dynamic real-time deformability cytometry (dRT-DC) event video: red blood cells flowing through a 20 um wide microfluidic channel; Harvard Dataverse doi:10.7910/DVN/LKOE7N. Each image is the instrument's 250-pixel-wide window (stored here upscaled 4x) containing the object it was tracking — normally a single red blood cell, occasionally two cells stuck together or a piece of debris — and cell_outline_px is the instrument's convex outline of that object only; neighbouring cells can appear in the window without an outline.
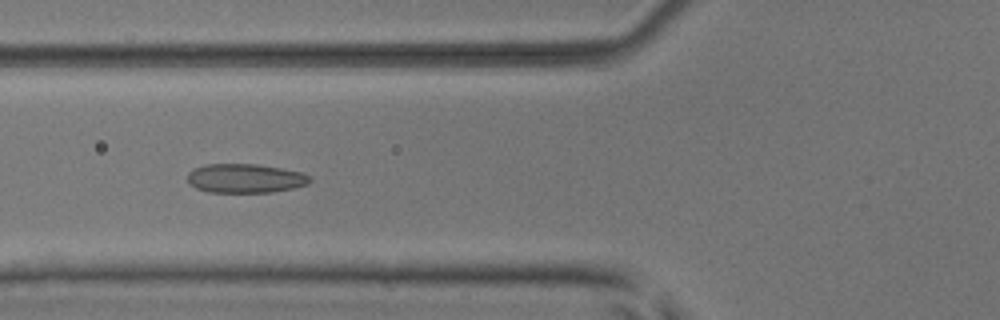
{"species": "common noctule bat (a hibernating species)", "species_latin": "Nyctalus noctula", "temperature_condition": "room temperature", "stored_images_in_passage": 8, "camera_frame_rate_fps": 3000, "um_per_image_px": 0.085, "animal": {"sex": "male", "body_mass_g": 17.9, "forearm_length_mm": 54.2}, "frame": {"image": 1, "passage_image": 6, "time_ms": 1.667, "image_size_px": [1000, 320], "cell_outline_px": [[312, 180], [308, 184], [292, 188], [272, 192], [208, 192], [196, 188], [188, 184], [188, 172], [192, 168], [204, 164], [256, 164], [280, 168], [300, 172], [312, 176]], "centroid_in_image_um": [20.82, 15.15], "position_along_channel_um": 105.0, "area_um2": 20.87}}
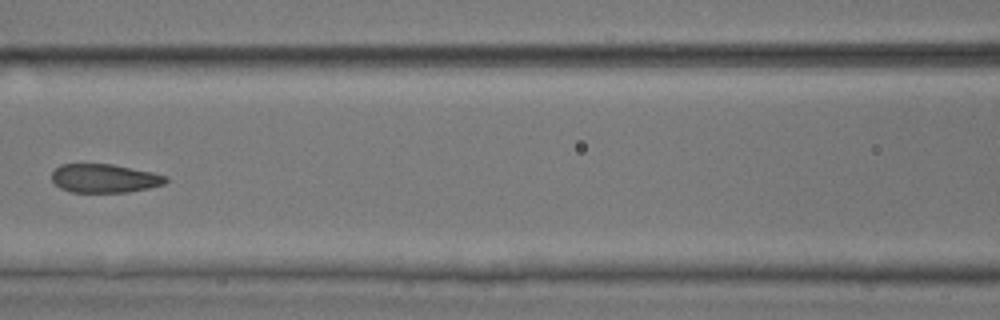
{"frame": {"image": 2, "passage_image": 7, "time_ms": 2.0, "image_size_px": [1000, 320], "cell_outline_px": [[168, 180], [164, 184], [148, 188], [128, 192], [72, 192], [60, 188], [52, 180], [52, 172], [60, 164], [112, 164], [152, 172], [168, 176]], "centroid_in_image_um": [8.89, 15.15], "position_along_channel_um": 157.7, "area_um2": 19.02}}
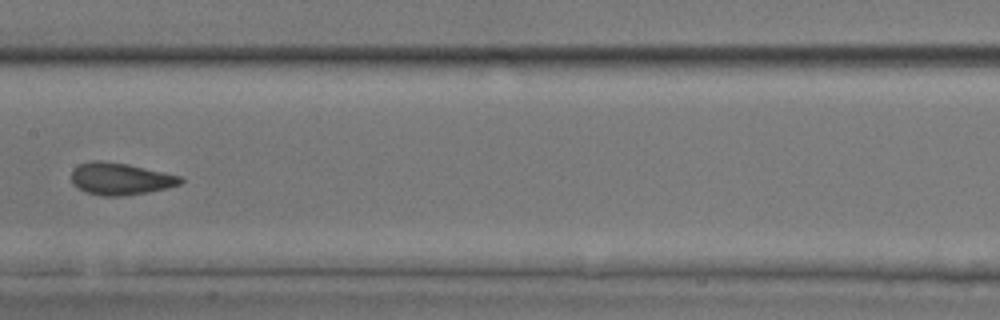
{"frame": {"image": 3, "passage_image": 8, "time_ms": 2.333, "image_size_px": [1000, 320], "cell_outline_px": [[184, 180], [180, 184], [168, 188], [148, 192], [120, 196], [104, 196], [84, 192], [72, 184], [72, 172], [80, 164], [92, 160], [100, 160], [128, 164], [180, 176]], "centroid_in_image_um": [10.22, 15.2], "position_along_channel_um": 197.2, "area_um2": 20.29}}